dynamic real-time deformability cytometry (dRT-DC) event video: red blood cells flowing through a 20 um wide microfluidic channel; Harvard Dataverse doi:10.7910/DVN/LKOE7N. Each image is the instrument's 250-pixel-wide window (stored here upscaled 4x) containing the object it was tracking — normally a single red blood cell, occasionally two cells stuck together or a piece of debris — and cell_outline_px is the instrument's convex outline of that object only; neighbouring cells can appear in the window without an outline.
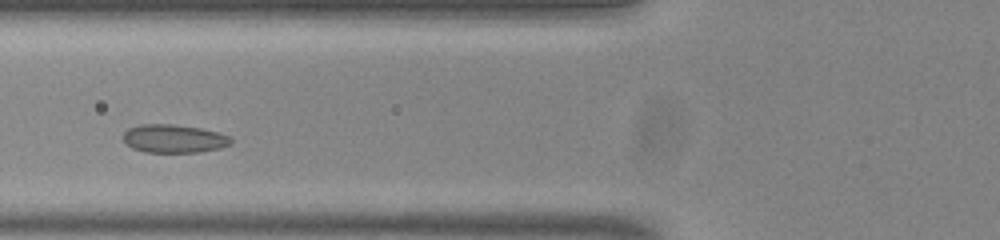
{"species": "common noctule bat (a hibernating species)", "species_latin": "Nyctalus noctula", "temperature_condition": "room temperature", "stored_images_in_passage": 43, "camera_frame_rate_fps": 3000, "um_per_image_px": 0.085, "animal": {"sex": "male", "body_mass_g": 20.0, "forearm_length_mm": 53.3}, "frame": {"image": 1, "passage_image": 10, "time_ms": 3.0, "image_size_px": [1000, 240], "cell_outline_px": [[232, 144], [220, 148], [196, 152], [144, 152], [132, 148], [124, 140], [124, 132], [128, 128], [140, 124], [172, 124], [200, 128], [220, 132], [232, 136]], "centroid_in_image_um": [14.82, 11.78], "position_along_channel_um": 111.0, "area_um2": 17.86}}
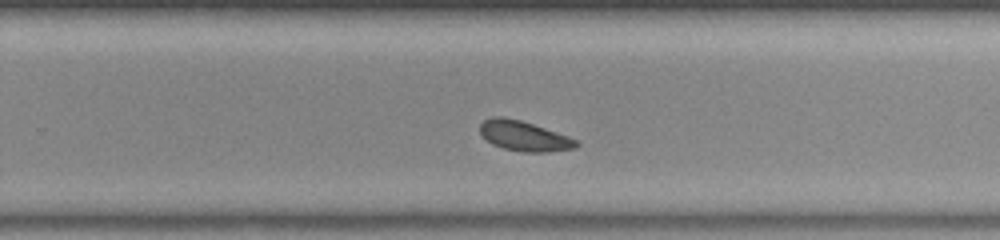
{"frame": {"image": 2, "passage_image": 24, "time_ms": 7.667, "image_size_px": [1000, 240], "cell_outline_px": [[580, 144], [576, 148], [548, 152], [524, 152], [504, 148], [492, 144], [480, 132], [480, 124], [484, 120], [492, 116], [500, 116], [520, 120], [568, 136], [576, 140]], "centroid_in_image_um": [44.55, 11.56], "position_along_channel_um": 285.3, "area_um2": 16.65}}
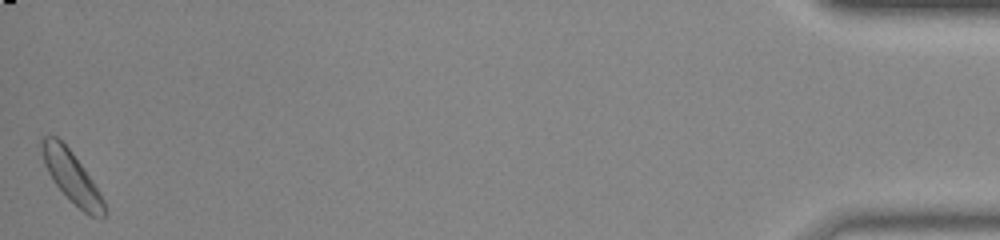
{"frame": {"image": 3, "passage_image": 43, "time_ms": 14.0, "image_size_px": [1000, 240], "cell_outline_px": [[104, 216], [92, 216], [84, 212], [52, 180], [44, 164], [40, 144], [40, 140], [44, 136], [56, 136], [72, 152], [104, 200]], "centroid_in_image_um": [6.03, 14.97], "position_along_channel_um": 429.2, "area_um2": 17.69}, "authors_computed_cell_mechanics": {"area_um2": 17.2822, "velocity_mm_per_s": 3.7512, "shape_relaxation_time_tau1_ms": 2.2161, "shape_relaxation_time_tau2_ms": null, "deformation_change_tau1": 0.0747, "deformation_change_tau2": null}}